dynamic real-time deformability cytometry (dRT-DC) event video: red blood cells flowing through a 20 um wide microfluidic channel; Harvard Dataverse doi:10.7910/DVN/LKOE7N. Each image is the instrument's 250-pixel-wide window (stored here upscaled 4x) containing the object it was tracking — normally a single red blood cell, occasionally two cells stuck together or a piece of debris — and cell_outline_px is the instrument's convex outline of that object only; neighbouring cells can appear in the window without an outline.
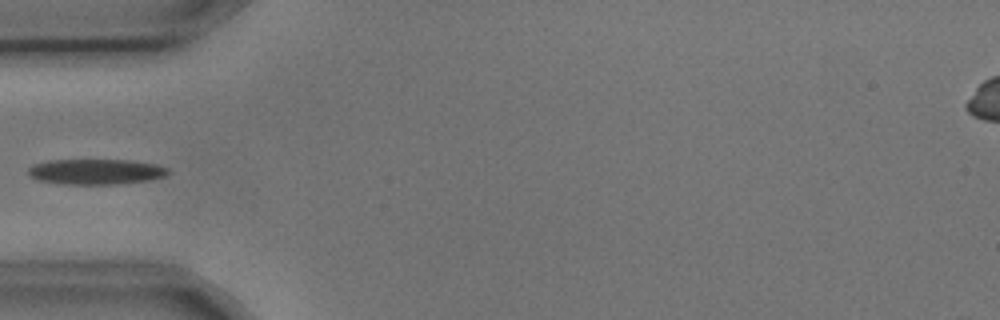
{"species": "common noctule bat (a hibernating species)", "species_latin": "Nyctalus noctula", "temperature_condition": "cold", "stored_images_in_passage": 6, "camera_frame_rate_fps": 3000, "um_per_image_px": 0.085, "animal": {"sex": "male", "body_mass_g": 17.9, "forearm_length_mm": 54.2}, "frame": {"image": 1, "passage_image": 5, "time_ms": 1.333, "image_size_px": [1000, 320], "cell_outline_px": [[172, 172], [164, 176], [148, 180], [120, 184], [64, 184], [36, 180], [28, 176], [28, 168], [32, 164], [48, 160], [132, 160], [156, 164], [168, 168]], "centroid_in_image_um": [8.13, 14.59], "position_along_channel_um": 76.9, "area_um2": 20.98}}